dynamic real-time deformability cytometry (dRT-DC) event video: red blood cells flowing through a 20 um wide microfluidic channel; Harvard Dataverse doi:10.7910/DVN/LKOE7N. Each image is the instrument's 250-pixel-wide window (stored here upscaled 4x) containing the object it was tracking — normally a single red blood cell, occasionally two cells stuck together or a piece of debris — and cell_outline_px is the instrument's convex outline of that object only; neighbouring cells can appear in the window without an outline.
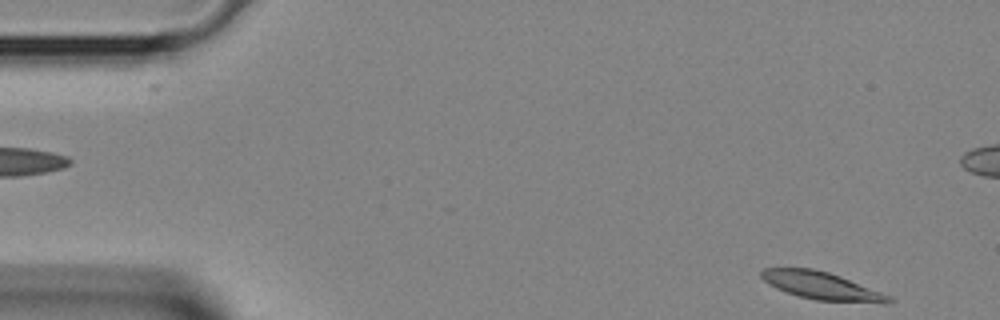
{"species": "Egyptian fruit bat (a non-hibernating species)", "species_latin": "Rousettus aegyptiacus", "temperature_condition": "room temperature", "stored_images_in_passage": 3, "segment_of_instrument_passage": [2, 2], "camera_frame_rate_fps": 3000, "um_per_image_px": 0.085, "animal": {"sex": "female"}, "frame": {"image": 1, "passage_image": 3, "time_ms": 0.667, "image_size_px": [1000, 320], "cell_outline_px": [[896, 300], [892, 304], [884, 304], [816, 300], [800, 296], [776, 288], [764, 280], [760, 276], [760, 272], [764, 268], [812, 268], [828, 272], [840, 276], [892, 296]], "centroid_in_image_um": [69.93, 24.31], "position_along_channel_um": 15.1, "area_um2": 20.63}}